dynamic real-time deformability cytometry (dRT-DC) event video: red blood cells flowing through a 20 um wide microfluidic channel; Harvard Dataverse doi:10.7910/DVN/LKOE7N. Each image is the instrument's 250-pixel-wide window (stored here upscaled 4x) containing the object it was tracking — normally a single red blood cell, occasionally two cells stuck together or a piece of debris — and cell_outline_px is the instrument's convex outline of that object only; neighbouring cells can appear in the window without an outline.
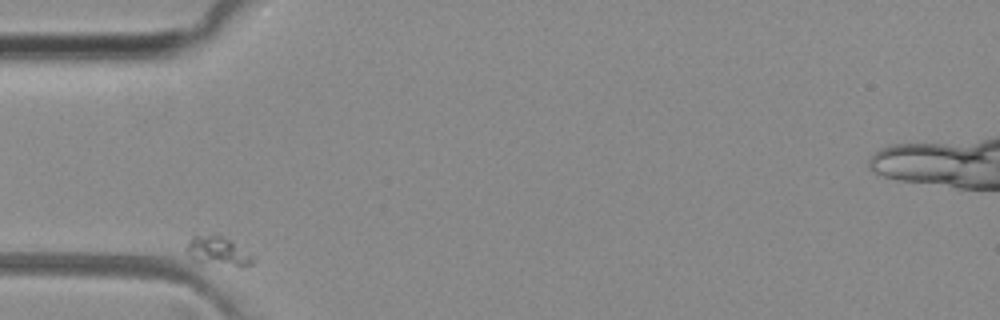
{"species": "common noctule bat (a hibernating species)", "species_latin": "Nyctalus noctula", "temperature_condition": "room temperature", "stored_images_in_passage": 32, "camera_frame_rate_fps": 3000, "um_per_image_px": 0.085, "animal": {"sex": "female", "body_mass_g": 29.2, "forearm_length_mm": 56.3}, "frame": {"image": 1, "passage_image": 1, "time_ms": 0.0, "image_size_px": [1000, 320], "cell_outline_px": [[256, 260], [244, 268], [196, 260], [188, 252], [188, 240], [192, 236], [220, 236], [232, 240], [256, 256]], "centroid_in_image_um": [18.67, 21.36], "position_along_channel_um": 66.3, "area_um2": 10.98}}